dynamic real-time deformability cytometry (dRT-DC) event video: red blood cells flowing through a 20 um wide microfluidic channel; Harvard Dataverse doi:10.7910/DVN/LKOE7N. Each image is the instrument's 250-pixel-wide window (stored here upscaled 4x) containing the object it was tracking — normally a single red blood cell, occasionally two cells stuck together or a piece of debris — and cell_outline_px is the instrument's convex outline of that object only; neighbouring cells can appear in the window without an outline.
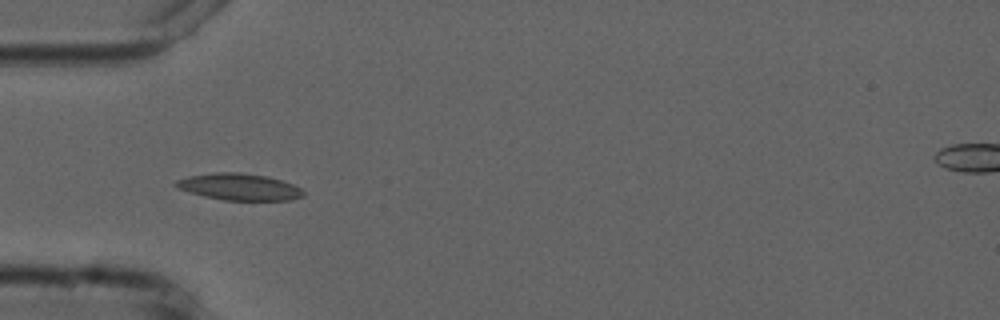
{"species": "common noctule bat (a hibernating species)", "species_latin": "Nyctalus noctula", "temperature_condition": "cold", "stored_images_in_passage": 10, "camera_frame_rate_fps": 3000, "um_per_image_px": 0.085, "animal": {"sex": "male", "forearm_length_mm": 52.5}, "frame": {"image": 1, "passage_image": 5, "time_ms": 4.667, "image_size_px": [1000, 320], "cell_outline_px": [[304, 196], [292, 200], [224, 200], [204, 196], [188, 192], [176, 188], [172, 184], [176, 180], [188, 176], [216, 172], [240, 172], [268, 176], [292, 184], [300, 188], [304, 192]], "centroid_in_image_um": [20.3, 15.88], "position_along_channel_um": 64.7, "area_um2": 19.94}}
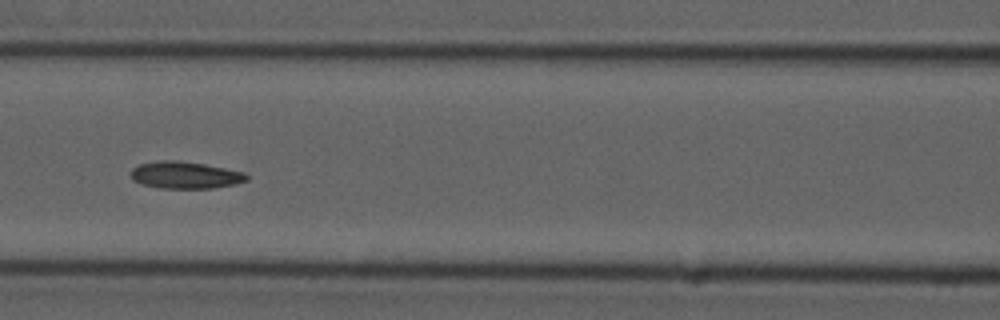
{"frame": {"image": 2, "passage_image": 7, "time_ms": 7.0, "image_size_px": [1000, 320], "cell_outline_px": [[248, 180], [236, 184], [212, 188], [160, 188], [144, 184], [132, 180], [132, 168], [140, 164], [160, 160], [176, 160], [204, 164], [244, 172], [248, 176]], "centroid_in_image_um": [15.76, 14.88], "position_along_channel_um": 150.8, "area_um2": 18.09}}
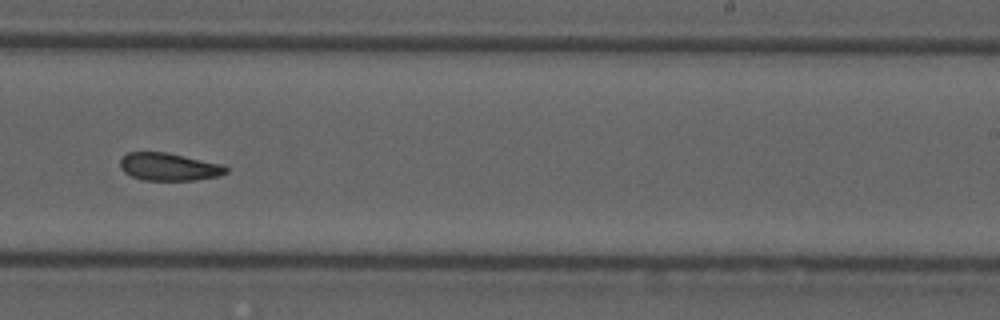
{"frame": {"image": 3, "passage_image": 10, "time_ms": 10.333, "image_size_px": [1000, 320], "cell_outline_px": [[228, 172], [220, 176], [196, 180], [144, 180], [132, 176], [124, 172], [120, 168], [120, 160], [128, 152], [168, 152], [224, 164], [228, 168]], "centroid_in_image_um": [14.41, 14.17], "position_along_channel_um": 274.6, "area_um2": 17.28}}